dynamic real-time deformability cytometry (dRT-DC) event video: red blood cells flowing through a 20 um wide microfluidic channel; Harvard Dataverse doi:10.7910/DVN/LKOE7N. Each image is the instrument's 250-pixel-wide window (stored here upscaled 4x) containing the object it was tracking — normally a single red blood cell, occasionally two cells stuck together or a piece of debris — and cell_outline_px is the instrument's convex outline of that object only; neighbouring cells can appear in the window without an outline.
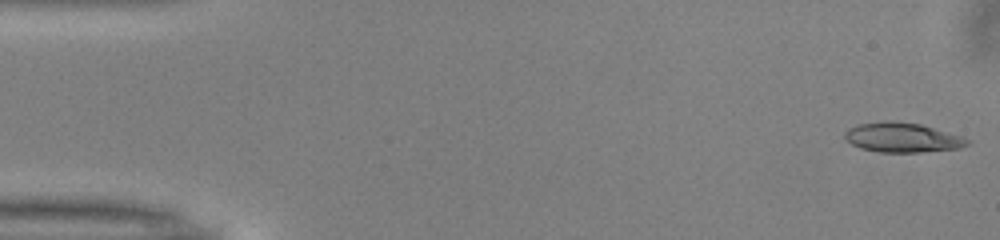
{"species": "common noctule bat (a hibernating species)", "species_latin": "Nyctalus noctula", "temperature_condition": "warm", "stored_images_in_passage": 50, "camera_frame_rate_fps": 3000, "um_per_image_px": 0.085, "animal": {"sex": "male", "body_mass_g": 13.0, "forearm_length_mm": 53.1}, "frame": {"image": 1, "passage_image": 1, "time_ms": 0.0, "image_size_px": [1000, 240], "cell_outline_px": [[972, 140], [968, 144], [960, 148], [920, 152], [880, 152], [860, 148], [852, 144], [844, 136], [844, 132], [848, 128], [856, 124], [884, 120], [896, 120], [920, 124], [964, 136]], "centroid_in_image_um": [76.71, 11.67], "position_along_channel_um": 8.3, "area_um2": 21.44}}
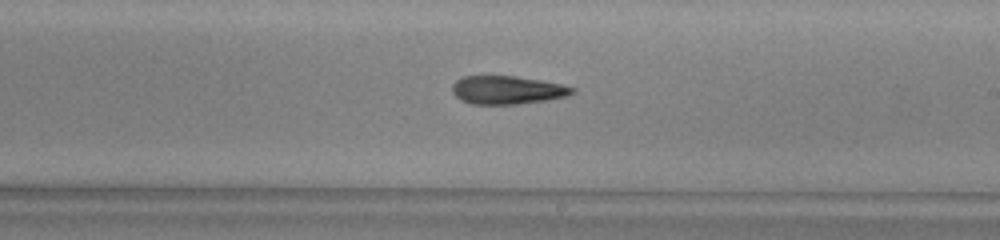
{"frame": {"image": 2, "passage_image": 29, "time_ms": 9.333, "image_size_px": [1000, 240], "cell_outline_px": [[576, 92], [564, 96], [544, 100], [516, 104], [472, 104], [460, 100], [452, 92], [452, 84], [456, 80], [464, 76], [516, 76], [540, 80], [560, 84], [576, 88]], "centroid_in_image_um": [43.08, 7.64], "position_along_channel_um": 245.9, "area_um2": 19.65}}
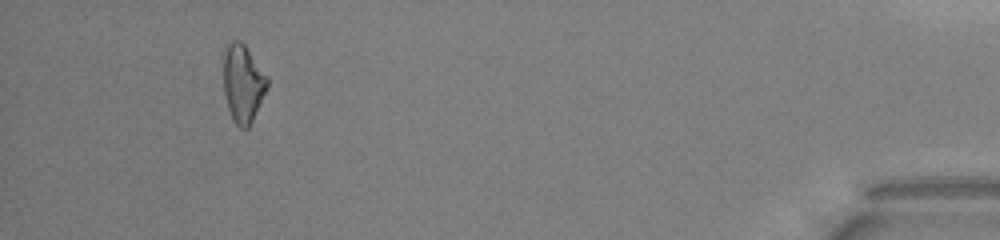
{"frame": {"image": 3, "passage_image": 47, "time_ms": 15.333, "image_size_px": [1000, 240], "cell_outline_px": [[268, 84], [252, 120], [248, 128], [244, 132], [232, 120], [228, 108], [224, 92], [224, 44], [232, 40], [240, 40], [244, 44], [268, 76]], "centroid_in_image_um": [20.63, 7.07], "position_along_channel_um": 414.6, "area_um2": 19.88}, "authors_computed_cell_mechanics": {"area_um2": 20.2878, "velocity_mm_per_s": 4.0169, "shape_relaxation_time_tau1_ms": null, "shape_relaxation_time_tau2_ms": 10.2233, "deformation_change_tau1": null, "deformation_change_tau2": 0.2791}}